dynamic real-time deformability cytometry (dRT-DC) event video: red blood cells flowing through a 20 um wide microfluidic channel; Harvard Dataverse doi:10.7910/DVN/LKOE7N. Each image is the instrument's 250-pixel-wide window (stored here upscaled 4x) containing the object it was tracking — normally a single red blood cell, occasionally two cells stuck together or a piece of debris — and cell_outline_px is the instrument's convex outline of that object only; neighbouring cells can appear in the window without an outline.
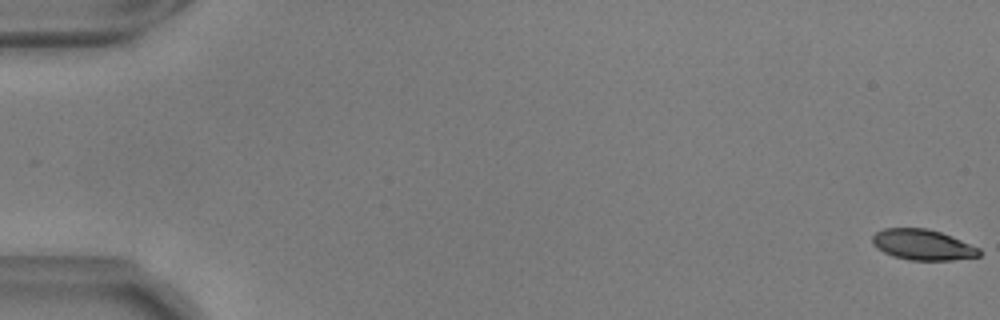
{"species": "common noctule bat (a hibernating species)", "species_latin": "Nyctalus noctula", "temperature_condition": "warm", "stored_images_in_passage": 56, "camera_frame_rate_fps": 3000, "um_per_image_px": 0.085, "animal": {"sex": "male", "body_mass_g": 17.9, "forearm_length_mm": 54.2}, "frame": {"image": 1, "passage_image": 1, "time_ms": 0.0, "image_size_px": [1000, 320], "cell_outline_px": [[984, 252], [980, 256], [952, 260], [908, 260], [892, 256], [876, 248], [872, 244], [872, 236], [876, 232], [884, 228], [928, 228], [952, 236], [980, 248]], "centroid_in_image_um": [78.44, 20.8], "position_along_channel_um": 6.6, "area_um2": 19.31}}
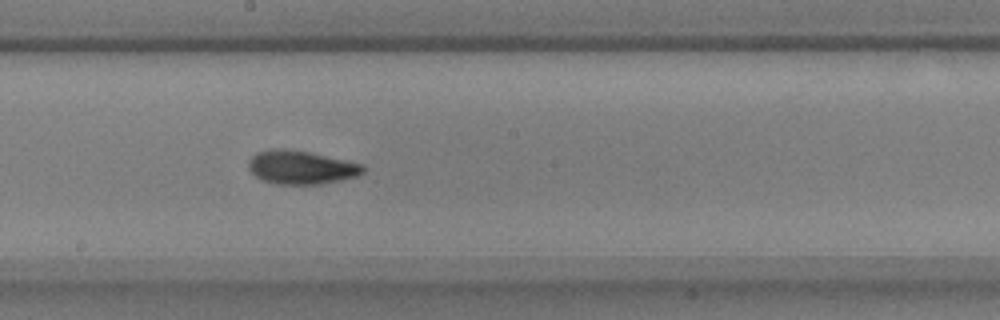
{"frame": {"image": 2, "passage_image": 32, "time_ms": 10.333, "image_size_px": [1000, 320], "cell_outline_px": [[364, 172], [360, 176], [320, 184], [272, 184], [256, 176], [248, 168], [248, 160], [256, 152], [272, 148], [288, 148], [308, 152], [364, 164]], "centroid_in_image_um": [25.59, 14.22], "position_along_channel_um": 222.6, "area_um2": 22.54}}
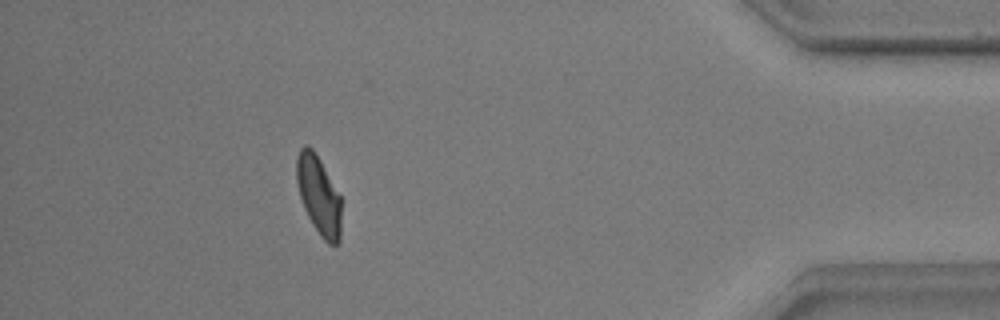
{"frame": {"image": 3, "passage_image": 51, "time_ms": 16.667, "image_size_px": [1000, 320], "cell_outline_px": [[340, 240], [336, 244], [328, 244], [320, 236], [312, 224], [304, 208], [300, 196], [296, 180], [296, 156], [300, 148], [304, 144], [308, 144], [312, 148], [320, 160], [340, 196]], "centroid_in_image_um": [27.06, 16.57], "position_along_channel_um": 408.1, "area_um2": 20.4}, "authors_computed_cell_mechanics": {"area_um2": 20.8658, "velocity_mm_per_s": 3.6675, "shape_relaxation_time_tau1_ms": 5.8553, "shape_relaxation_time_tau2_ms": 2.3217, "deformation_change_tau1": 0.182, "deformation_change_tau2": 0.0842}}